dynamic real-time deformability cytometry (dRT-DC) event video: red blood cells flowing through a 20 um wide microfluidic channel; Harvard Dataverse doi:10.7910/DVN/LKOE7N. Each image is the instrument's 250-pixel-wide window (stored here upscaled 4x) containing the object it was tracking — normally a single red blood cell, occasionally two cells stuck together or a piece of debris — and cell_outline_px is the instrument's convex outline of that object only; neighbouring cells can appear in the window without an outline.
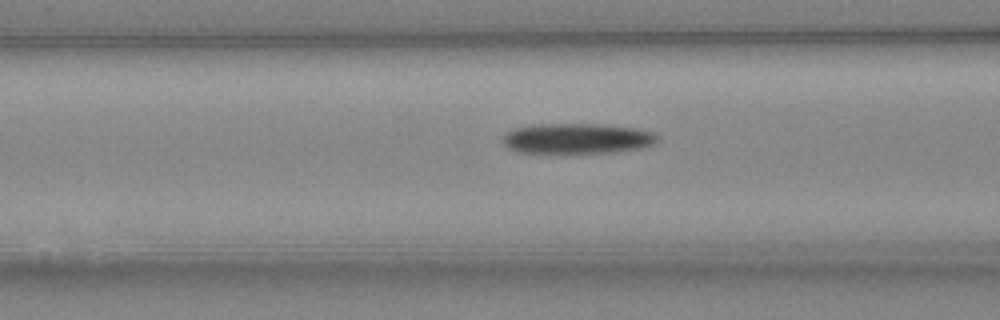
{"species": "Egyptian fruit bat (a non-hibernating species)", "species_latin": "Rousettus aegyptiacus", "temperature_condition": "cold", "stored_images_in_passage": 35, "camera_frame_rate_fps": 3000, "um_per_image_px": 0.085, "animal": {"sex": "female"}, "frame": {"image": 1, "passage_image": 15, "time_ms": 4.667, "image_size_px": [1000, 320], "cell_outline_px": [[660, 136], [652, 144], [640, 148], [616, 152], [516, 152], [508, 148], [504, 144], [504, 136], [512, 128], [536, 124], [604, 124], [636, 128], [652, 132]], "centroid_in_image_um": [49.06, 11.76], "position_along_channel_um": 117.5, "area_um2": 27.17}}
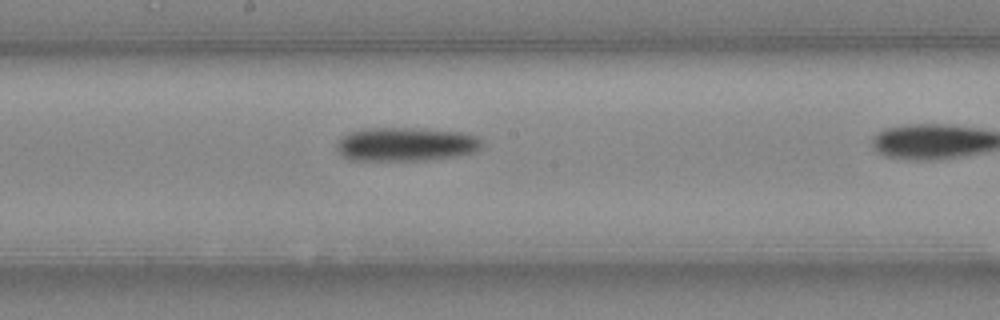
{"frame": {"image": 2, "passage_image": 22, "time_ms": 7.0, "image_size_px": [1000, 320], "cell_outline_px": [[484, 144], [476, 152], [456, 156], [428, 160], [352, 160], [344, 156], [336, 148], [336, 144], [340, 136], [348, 132], [364, 128], [412, 128], [460, 132], [476, 136], [484, 140]], "centroid_in_image_um": [34.5, 12.26], "position_along_channel_um": 213.7, "area_um2": 28.78}}
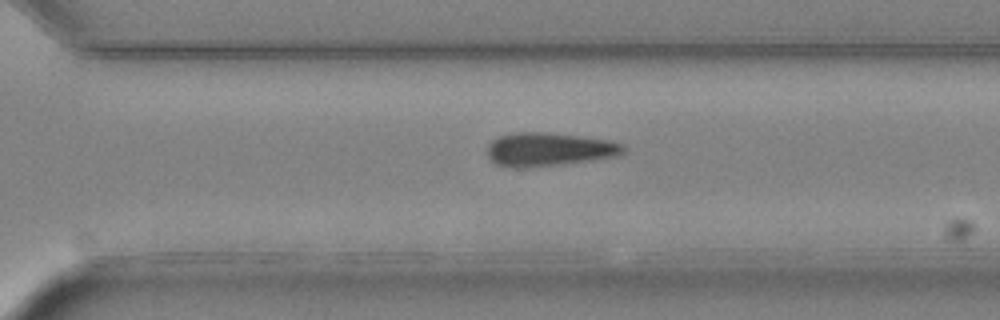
{"frame": {"image": 3, "passage_image": 30, "time_ms": 9.667, "image_size_px": [1000, 320], "cell_outline_px": [[624, 152], [616, 156], [592, 160], [564, 164], [524, 168], [512, 168], [496, 164], [488, 156], [488, 144], [492, 140], [500, 136], [512, 132], [544, 132], [584, 136], [608, 140], [620, 144], [624, 148]], "centroid_in_image_um": [46.62, 12.7], "position_along_channel_um": 324.0, "area_um2": 26.65}}